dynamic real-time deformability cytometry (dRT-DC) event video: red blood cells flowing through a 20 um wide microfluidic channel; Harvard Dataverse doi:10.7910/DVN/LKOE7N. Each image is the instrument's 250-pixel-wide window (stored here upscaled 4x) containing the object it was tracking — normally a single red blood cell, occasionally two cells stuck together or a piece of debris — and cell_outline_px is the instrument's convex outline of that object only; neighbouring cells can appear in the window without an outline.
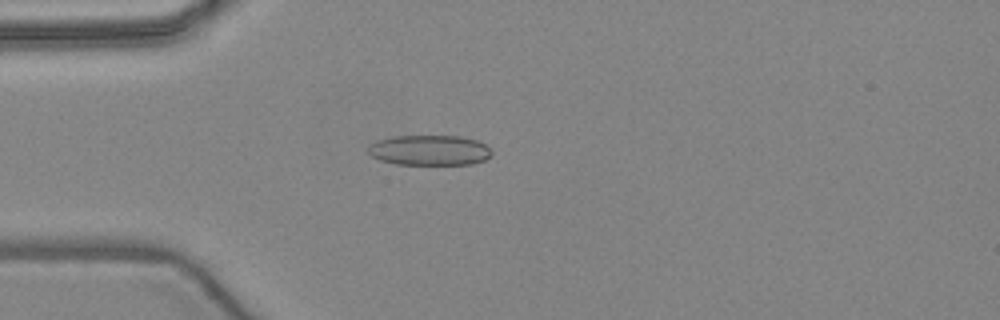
{"species": "common noctule bat (a hibernating species)", "species_latin": "Nyctalus noctula", "temperature_condition": "warm", "stored_images_in_passage": 4, "camera_frame_rate_fps": 3000, "um_per_image_px": 0.085, "animal": {"sex": "female", "body_mass_g": 24.6, "forearm_length_mm": 56.2}, "frame": {"image": 1, "passage_image": 4, "time_ms": 3.667, "image_size_px": [1000, 320], "cell_outline_px": [[492, 152], [484, 160], [472, 164], [396, 164], [380, 160], [372, 156], [368, 152], [368, 144], [376, 140], [392, 136], [460, 136], [476, 140], [484, 144]], "centroid_in_image_um": [36.45, 12.76], "position_along_channel_um": 48.5, "area_um2": 21.73}}